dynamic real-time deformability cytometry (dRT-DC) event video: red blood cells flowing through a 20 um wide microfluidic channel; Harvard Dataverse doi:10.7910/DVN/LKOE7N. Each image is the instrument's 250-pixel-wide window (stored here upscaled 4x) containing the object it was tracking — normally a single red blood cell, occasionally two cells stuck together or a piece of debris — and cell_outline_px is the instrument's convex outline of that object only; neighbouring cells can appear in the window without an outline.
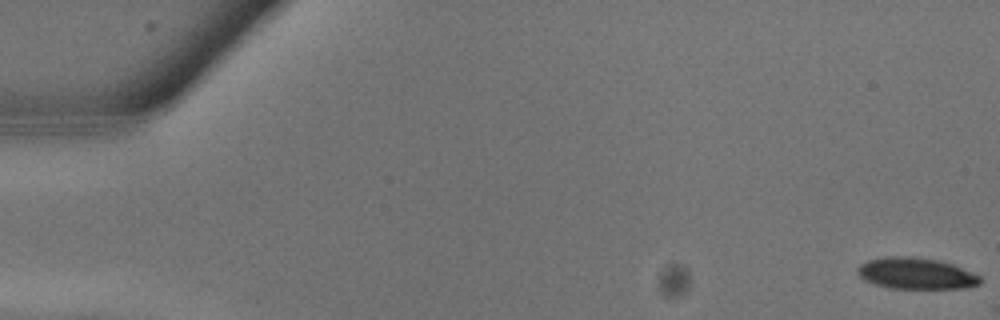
{"species": "common noctule bat (a hibernating species)", "species_latin": "Nyctalus noctula", "temperature_condition": "warm", "stored_images_in_passage": 3, "camera_frame_rate_fps": 3000, "um_per_image_px": 0.085, "animal": {"sex": "male", "body_mass_g": 13.3}, "frame": {"image": 1, "passage_image": 1, "time_ms": 0.0, "image_size_px": [1000, 320], "cell_outline_px": [[980, 284], [968, 288], [892, 288], [876, 284], [864, 280], [856, 272], [856, 268], [860, 264], [868, 260], [884, 256], [908, 256], [936, 260], [952, 264], [980, 276]], "centroid_in_image_um": [77.83, 23.24], "position_along_channel_um": 7.2, "area_um2": 22.25}}